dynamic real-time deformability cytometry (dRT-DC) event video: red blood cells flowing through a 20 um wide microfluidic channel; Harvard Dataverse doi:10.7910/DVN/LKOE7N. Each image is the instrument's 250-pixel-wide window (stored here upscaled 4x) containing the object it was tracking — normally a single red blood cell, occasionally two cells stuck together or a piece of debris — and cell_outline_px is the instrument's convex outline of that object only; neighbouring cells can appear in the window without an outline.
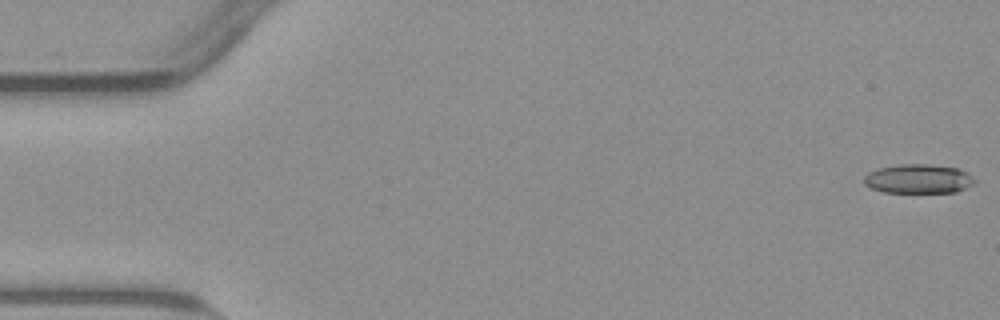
{"species": "common noctule bat (a hibernating species)", "species_latin": "Nyctalus noctula", "temperature_condition": "warm", "stored_images_in_passage": 54, "camera_frame_rate_fps": 3000, "um_per_image_px": 0.085, "animal": {"sex": "male", "body_mass_g": 23.1, "forearm_length_mm": 52.7}, "frame": {"image": 1, "passage_image": 1, "time_ms": 0.0, "image_size_px": [1000, 320], "cell_outline_px": [[976, 180], [972, 184], [956, 192], [884, 192], [872, 188], [864, 184], [864, 176], [868, 172], [880, 168], [900, 164], [928, 164], [960, 168], [972, 176]], "centroid_in_image_um": [78.06, 15.19], "position_along_channel_um": 6.9, "area_um2": 18.73}}
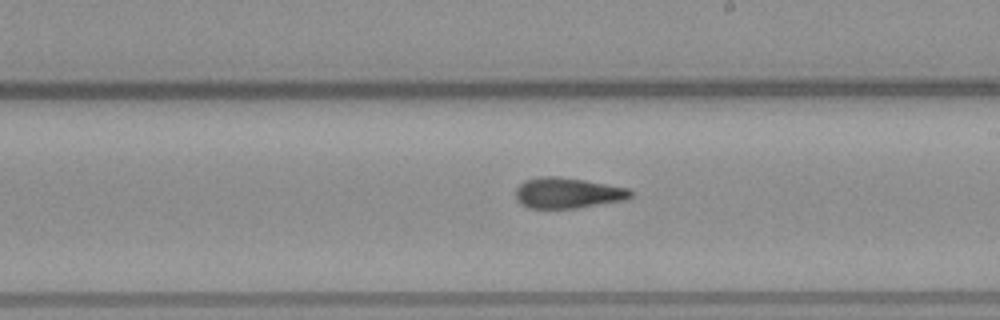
{"frame": {"image": 2, "passage_image": 31, "time_ms": 10.0, "image_size_px": [1000, 320], "cell_outline_px": [[632, 196], [628, 200], [576, 208], [528, 208], [520, 204], [516, 200], [516, 188], [524, 180], [540, 176], [556, 176], [584, 180], [628, 188], [632, 192]], "centroid_in_image_um": [48.24, 16.41], "position_along_channel_um": 240.8, "area_um2": 20.69}}
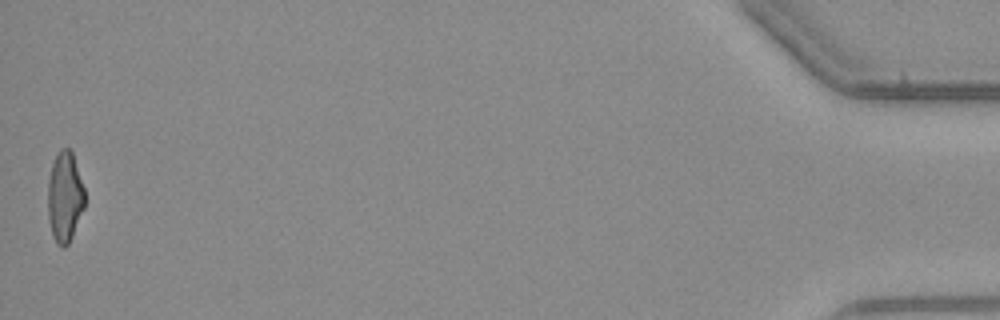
{"frame": {"image": 3, "passage_image": 54, "time_ms": 17.667, "image_size_px": [1000, 320], "cell_outline_px": [[84, 208], [72, 236], [68, 244], [64, 248], [60, 248], [56, 244], [52, 236], [48, 220], [48, 180], [52, 164], [56, 152], [60, 148], [68, 148], [72, 152], [84, 188]], "centroid_in_image_um": [5.49, 16.76], "position_along_channel_um": 429.7, "area_um2": 19.59}, "authors_computed_cell_mechanics": {"area_um2": 20.2878, "velocity_mm_per_s": 3.8318, "shape_relaxation_time_tau1_ms": null, "shape_relaxation_time_tau2_ms": 3.6144, "deformation_change_tau1": null, "deformation_change_tau2": 0.1308}}